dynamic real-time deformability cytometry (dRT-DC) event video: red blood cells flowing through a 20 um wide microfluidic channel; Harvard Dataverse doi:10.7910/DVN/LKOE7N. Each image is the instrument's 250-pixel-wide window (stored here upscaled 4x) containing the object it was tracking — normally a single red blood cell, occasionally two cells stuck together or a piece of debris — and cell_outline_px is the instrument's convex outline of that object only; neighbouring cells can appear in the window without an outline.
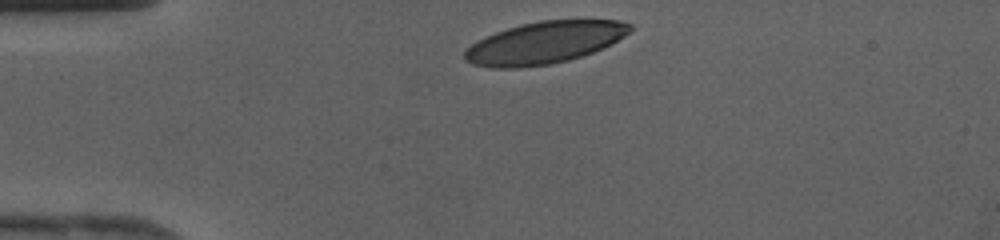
{"species": "human", "species_latin": "Homo sapiens", "temperature_condition": "cold", "stored_images_in_passage": 26, "camera_frame_rate_fps": 3000, "um_per_image_px": 0.085, "donor": {"sex": "female"}, "frame": {"image": 1, "passage_image": 1, "time_ms": 0.0, "image_size_px": [1000, 240], "cell_outline_px": [[632, 28], [624, 36], [612, 44], [604, 48], [568, 60], [552, 64], [520, 68], [492, 68], [472, 64], [464, 60], [464, 52], [476, 40], [484, 36], [520, 24], [540, 20], [620, 20], [632, 24]], "centroid_in_image_um": [46.27, 3.63], "position_along_channel_um": 38.7, "area_um2": 40.69}}
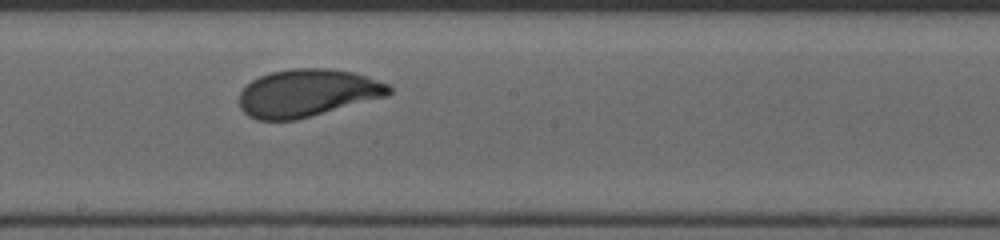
{"frame": {"image": 2, "passage_image": 15, "time_ms": 4.667, "image_size_px": [1000, 240], "cell_outline_px": [[392, 92], [388, 96], [312, 116], [296, 120], [256, 120], [248, 116], [240, 108], [240, 92], [252, 80], [260, 76], [272, 72], [292, 68], [328, 68], [352, 72], [368, 76], [388, 84], [392, 88]], "centroid_in_image_um": [26.15, 7.91], "position_along_channel_um": 222.1, "area_um2": 41.62}}
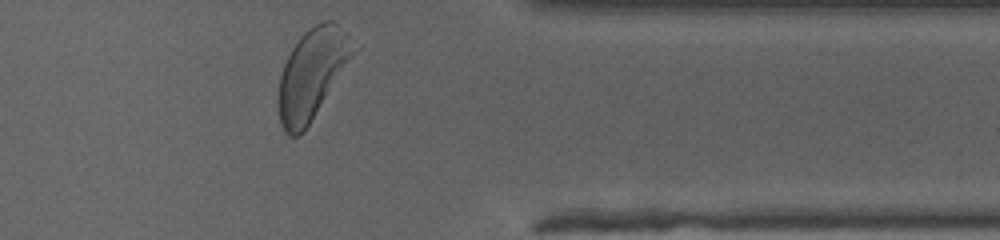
{"frame": {"image": 3, "passage_image": 26, "time_ms": 8.333, "image_size_px": [1000, 240], "cell_outline_px": [[364, 44], [304, 132], [300, 136], [288, 136], [284, 132], [280, 124], [280, 76], [284, 64], [292, 48], [300, 36], [308, 28], [324, 20], [332, 20]], "centroid_in_image_um": [26.67, 6.22], "position_along_channel_um": 384.7, "area_um2": 40.52}}